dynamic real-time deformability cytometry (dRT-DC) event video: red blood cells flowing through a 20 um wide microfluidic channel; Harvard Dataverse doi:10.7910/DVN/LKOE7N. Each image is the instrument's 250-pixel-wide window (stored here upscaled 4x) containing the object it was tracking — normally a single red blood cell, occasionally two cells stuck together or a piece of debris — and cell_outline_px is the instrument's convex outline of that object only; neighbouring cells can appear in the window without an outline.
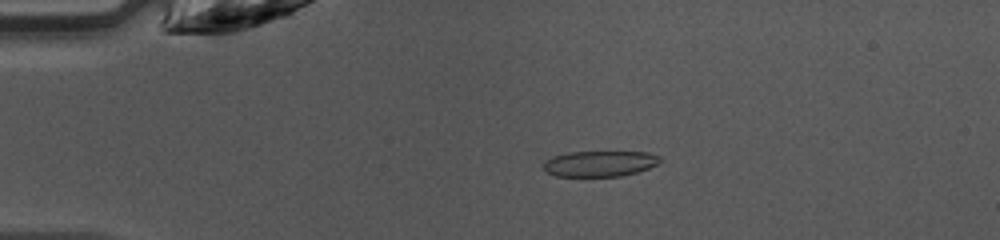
{"species": "common noctule bat (a hibernating species)", "species_latin": "Nyctalus noctula", "temperature_condition": "warm", "stored_images_in_passage": 47, "camera_frame_rate_fps": 3000, "um_per_image_px": 0.085, "animal": {"sex": "female", "body_mass_g": 10.0, "forearm_length_mm": 53.1}, "frame": {"image": 1, "passage_image": 10, "time_ms": 3.0, "image_size_px": [1000, 240], "cell_outline_px": [[660, 160], [656, 164], [648, 168], [624, 176], [556, 176], [548, 172], [544, 168], [544, 160], [552, 156], [568, 152], [648, 152], [660, 156]], "centroid_in_image_um": [50.96, 13.9], "position_along_channel_um": 34.0, "area_um2": 17.4}}
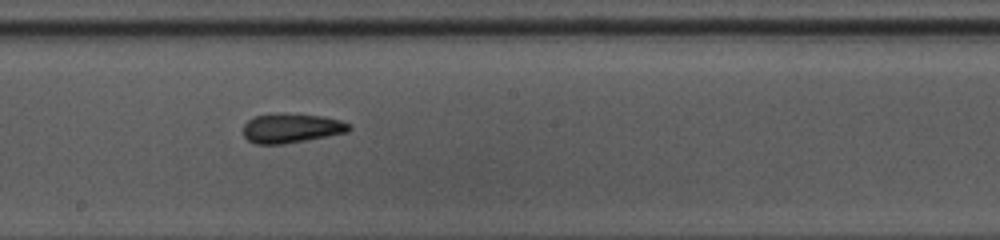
{"frame": {"image": 2, "passage_image": 26, "time_ms": 8.333, "image_size_px": [1000, 240], "cell_outline_px": [[352, 128], [348, 132], [284, 144], [256, 144], [248, 140], [244, 136], [244, 124], [248, 120], [256, 116], [324, 116], [340, 120], [348, 124]], "centroid_in_image_um": [24.78, 10.95], "position_along_channel_um": 223.4, "area_um2": 17.22}}
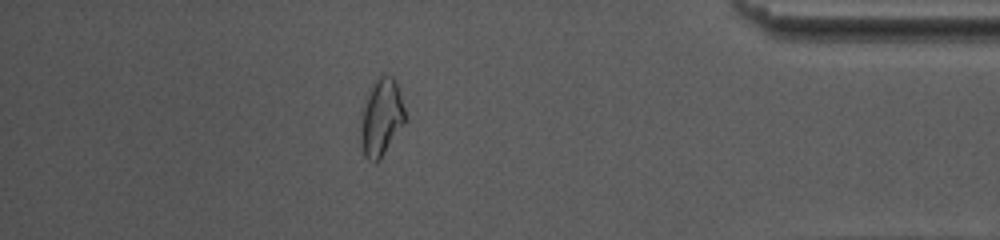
{"frame": {"image": 3, "passage_image": 41, "time_ms": 13.333, "image_size_px": [1000, 240], "cell_outline_px": [[408, 120], [380, 160], [368, 160], [364, 156], [360, 144], [360, 108], [376, 76], [392, 76], [396, 80], [400, 88]], "centroid_in_image_um": [32.42, 9.96], "position_along_channel_um": 402.8, "area_um2": 20.98}, "authors_computed_cell_mechanics": {"area_um2": 18.4382, "velocity_mm_per_s": 4.2692, "shape_relaxation_time_tau1_ms": 4.6634, "shape_relaxation_time_tau2_ms": 1.9235, "deformation_change_tau1": 0.1337, "deformation_change_tau2": 0.0927}}